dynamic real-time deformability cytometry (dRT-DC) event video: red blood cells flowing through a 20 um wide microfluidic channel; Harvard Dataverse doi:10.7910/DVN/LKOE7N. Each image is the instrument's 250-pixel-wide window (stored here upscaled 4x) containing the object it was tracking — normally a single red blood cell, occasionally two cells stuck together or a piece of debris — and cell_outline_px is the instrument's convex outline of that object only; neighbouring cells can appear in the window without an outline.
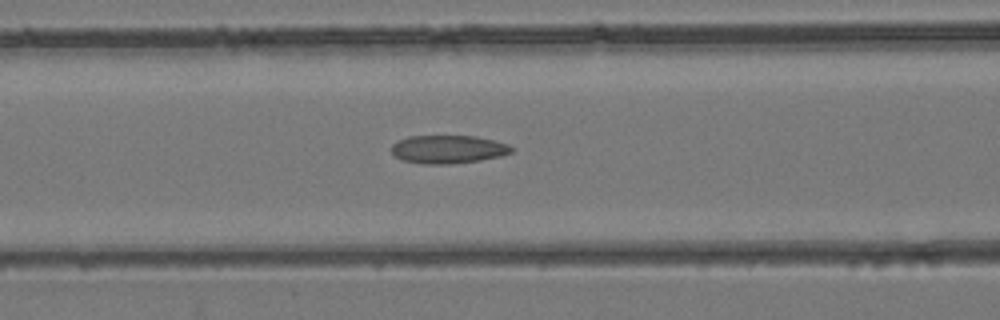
{"species": "common noctule bat (a hibernating species)", "species_latin": "Nyctalus noctula", "temperature_condition": "room temperature", "stored_images_in_passage": 37, "camera_frame_rate_fps": 3000, "um_per_image_px": 0.085, "animal": {"sex": "female", "body_mass_g": 24.6, "forearm_length_mm": 56.2}, "frame": {"image": 1, "passage_image": 12, "time_ms": 3.667, "image_size_px": [1000, 320], "cell_outline_px": [[516, 148], [512, 152], [500, 156], [480, 160], [448, 164], [424, 164], [400, 160], [392, 152], [392, 144], [396, 140], [408, 136], [476, 136], [508, 144]], "centroid_in_image_um": [38.08, 12.69], "position_along_channel_um": 128.5, "area_um2": 19.83}}
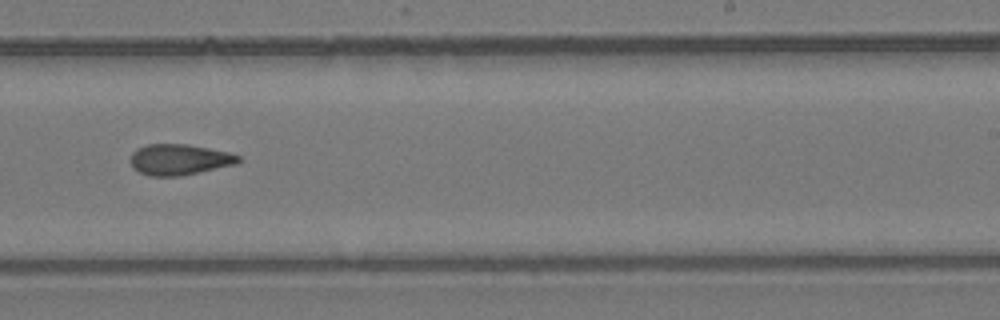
{"frame": {"image": 2, "passage_image": 21, "time_ms": 6.667, "image_size_px": [1000, 320], "cell_outline_px": [[244, 160], [236, 164], [180, 176], [148, 176], [132, 168], [132, 152], [136, 148], [148, 144], [188, 144], [228, 152], [240, 156]], "centroid_in_image_um": [15.26, 13.56], "position_along_channel_um": 273.7, "area_um2": 19.42}}
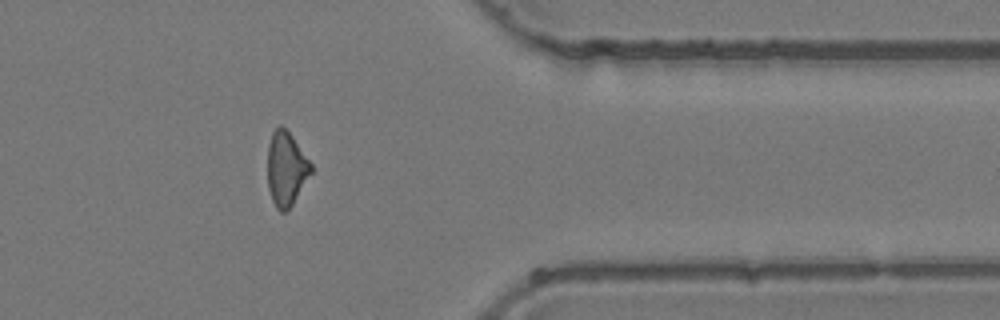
{"frame": {"image": 3, "passage_image": 29, "time_ms": 9.333, "image_size_px": [1000, 320], "cell_outline_px": [[312, 172], [292, 204], [284, 212], [280, 212], [276, 208], [272, 200], [268, 188], [268, 144], [272, 132], [280, 124], [292, 136], [312, 164]], "centroid_in_image_um": [24.31, 14.34], "position_along_channel_um": 387.1, "area_um2": 18.55}}